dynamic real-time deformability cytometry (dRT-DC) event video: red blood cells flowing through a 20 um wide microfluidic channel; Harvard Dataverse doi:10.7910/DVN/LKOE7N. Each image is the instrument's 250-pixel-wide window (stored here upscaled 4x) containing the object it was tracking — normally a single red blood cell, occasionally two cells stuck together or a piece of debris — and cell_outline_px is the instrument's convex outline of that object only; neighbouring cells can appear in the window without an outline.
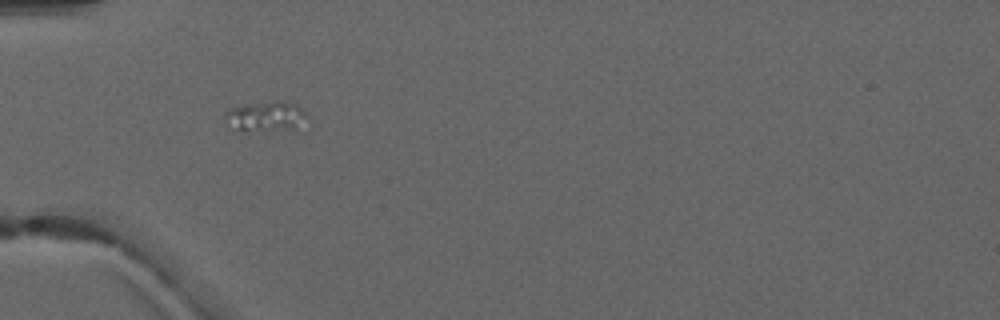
{"species": "common noctule bat (a hibernating species)", "species_latin": "Nyctalus noctula", "temperature_condition": "warm", "stored_images_in_passage": 3, "camera_frame_rate_fps": 3000, "um_per_image_px": 0.085, "animal": {"sex": "male", "forearm_length_mm": 52.5}, "frame": {"image": 1, "passage_image": 1, "time_ms": 0.0, "image_size_px": [1000, 320], "cell_outline_px": [[304, 116], [300, 132], [240, 128], [224, 116], [224, 112], [228, 108], [248, 104], [272, 100], [288, 100], [296, 104], [304, 112]], "centroid_in_image_um": [22.74, 9.86], "position_along_channel_um": 62.3, "area_um2": 14.16}}